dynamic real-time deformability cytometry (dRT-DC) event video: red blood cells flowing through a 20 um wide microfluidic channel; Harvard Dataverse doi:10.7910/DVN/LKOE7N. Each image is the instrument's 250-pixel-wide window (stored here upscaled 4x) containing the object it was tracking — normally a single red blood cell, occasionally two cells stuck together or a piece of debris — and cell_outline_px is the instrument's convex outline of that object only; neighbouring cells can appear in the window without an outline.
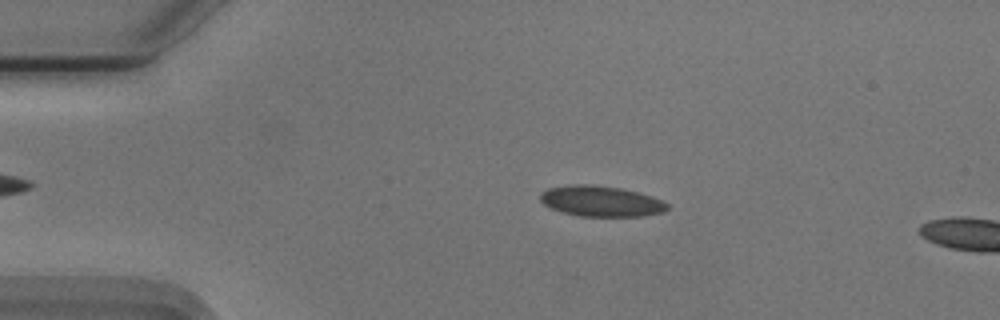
{"species": "Egyptian fruit bat (a non-hibernating species)", "species_latin": "Rousettus aegyptiacus", "temperature_condition": "cold", "stored_images_in_passage": 15, "camera_frame_rate_fps": 3000, "um_per_image_px": 0.085, "animal": {"sex": "male"}, "frame": {"image": 1, "passage_image": 11, "time_ms": 3.333, "image_size_px": [1000, 320], "cell_outline_px": [[668, 208], [664, 212], [644, 216], [580, 216], [560, 212], [544, 204], [540, 200], [540, 192], [548, 188], [568, 184], [588, 184], [620, 188], [652, 196], [668, 204]], "centroid_in_image_um": [51.05, 17.1], "position_along_channel_um": 33.9, "area_um2": 22.72}}